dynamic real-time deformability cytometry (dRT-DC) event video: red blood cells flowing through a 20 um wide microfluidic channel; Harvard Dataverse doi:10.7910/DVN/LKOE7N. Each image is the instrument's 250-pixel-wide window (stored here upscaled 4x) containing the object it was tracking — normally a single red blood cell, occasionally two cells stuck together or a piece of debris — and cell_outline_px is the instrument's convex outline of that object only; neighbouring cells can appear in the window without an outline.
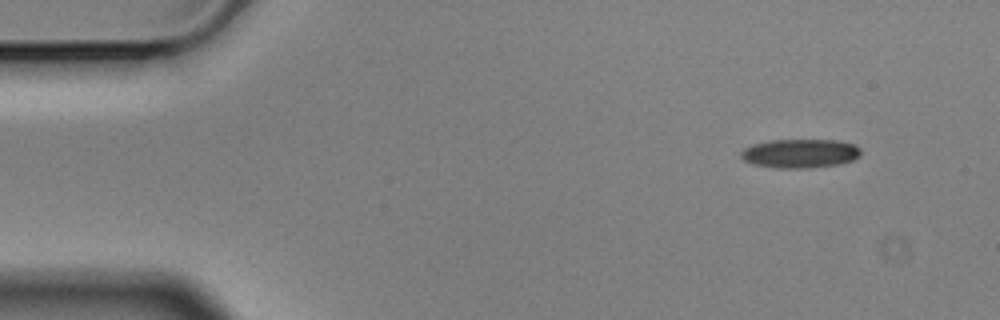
{"species": "Egyptian fruit bat (a non-hibernating species)", "species_latin": "Rousettus aegyptiacus", "temperature_condition": "cold", "stored_images_in_passage": 4, "camera_frame_rate_fps": 3000, "um_per_image_px": 0.085, "animal": {"sex": "male"}, "frame": {"image": 1, "passage_image": 1, "time_ms": 0.0, "image_size_px": [1000, 320], "cell_outline_px": [[860, 156], [852, 160], [840, 164], [812, 168], [776, 168], [752, 164], [744, 160], [740, 156], [740, 152], [744, 148], [752, 144], [772, 140], [836, 140], [856, 144], [860, 148]], "centroid_in_image_um": [68.01, 13.04], "position_along_channel_um": 17.0, "area_um2": 20.4}}
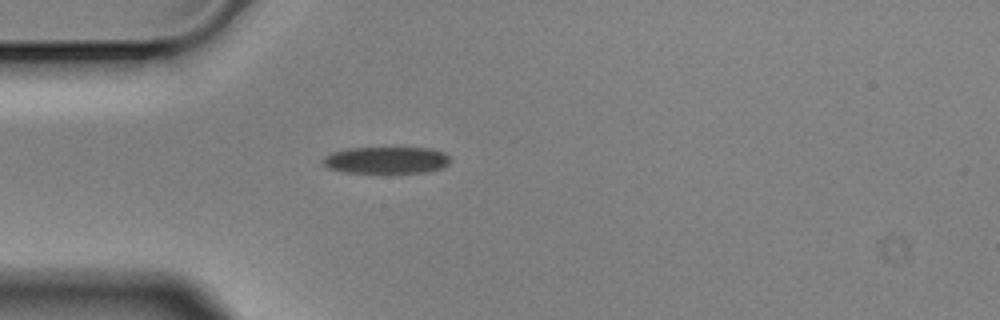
{"frame": {"image": 2, "passage_image": 4, "time_ms": 1.0, "image_size_px": [1000, 320], "cell_outline_px": [[452, 160], [444, 168], [428, 172], [344, 172], [328, 168], [320, 160], [324, 156], [332, 152], [344, 148], [432, 148], [444, 152]], "centroid_in_image_um": [32.85, 13.6], "position_along_channel_um": 52.2, "area_um2": 20.06}}